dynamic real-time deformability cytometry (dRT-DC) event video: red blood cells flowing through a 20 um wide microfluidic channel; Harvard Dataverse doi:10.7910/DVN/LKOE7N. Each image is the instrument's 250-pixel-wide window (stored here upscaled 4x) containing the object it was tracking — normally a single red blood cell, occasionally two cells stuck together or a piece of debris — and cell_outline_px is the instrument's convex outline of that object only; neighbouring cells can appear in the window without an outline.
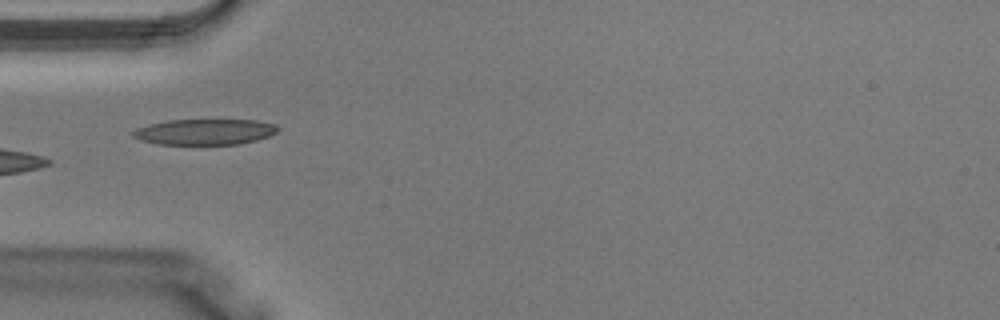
{"species": "Egyptian fruit bat (a non-hibernating species)", "species_latin": "Rousettus aegyptiacus", "temperature_condition": "warm", "stored_images_in_passage": 17, "camera_frame_rate_fps": 3000, "um_per_image_px": 0.085, "animal": {"sex": "male"}, "frame": {"image": 1, "passage_image": 1, "time_ms": 0.0, "image_size_px": [1000, 320], "cell_outline_px": [[280, 128], [276, 132], [268, 136], [256, 140], [240, 144], [156, 144], [140, 140], [132, 136], [132, 132], [136, 128], [148, 124], [168, 120], [256, 120], [276, 124]], "centroid_in_image_um": [17.39, 11.2], "position_along_channel_um": 67.6, "area_um2": 21.79}}
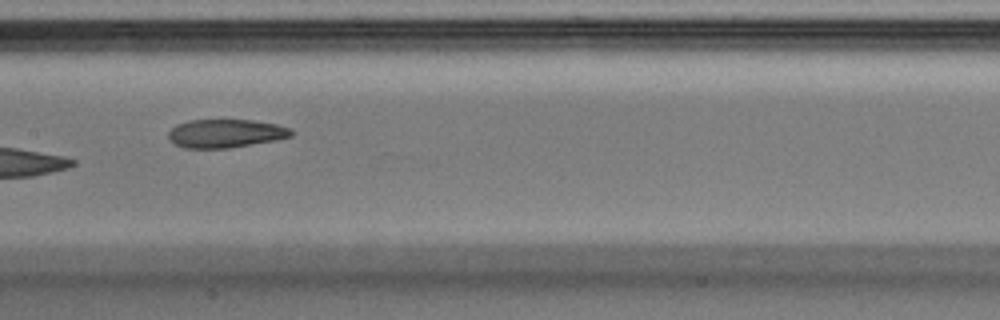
{"frame": {"image": 2, "passage_image": 8, "time_ms": 2.333, "image_size_px": [1000, 320], "cell_outline_px": [[292, 136], [276, 140], [228, 148], [184, 148], [172, 144], [168, 140], [168, 132], [176, 124], [188, 120], [252, 120], [276, 124], [288, 128], [292, 132]], "centroid_in_image_um": [19.1, 11.34], "position_along_channel_um": 188.3, "area_um2": 20.4}}